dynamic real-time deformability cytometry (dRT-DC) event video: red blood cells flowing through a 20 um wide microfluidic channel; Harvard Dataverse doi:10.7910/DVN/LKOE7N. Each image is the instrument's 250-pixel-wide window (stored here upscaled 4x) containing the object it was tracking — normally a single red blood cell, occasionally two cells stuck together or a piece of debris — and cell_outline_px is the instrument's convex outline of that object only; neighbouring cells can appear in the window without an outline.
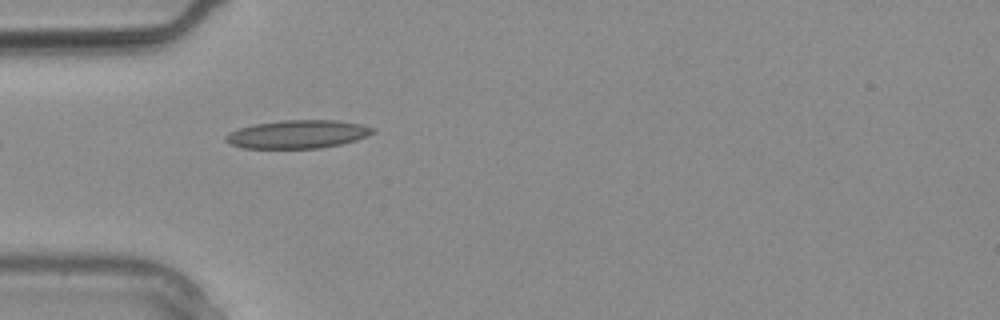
{"species": "common noctule bat (a hibernating species)", "species_latin": "Nyctalus noctula", "temperature_condition": "warm", "stored_images_in_passage": 1, "camera_frame_rate_fps": 3000, "um_per_image_px": 0.085, "animal": {"sex": "male", "body_mass_g": 20.4}, "frame": {"image": 1, "passage_image": 1, "time_ms": 0.0, "image_size_px": [1000, 320], "cell_outline_px": [[376, 132], [356, 140], [340, 144], [320, 148], [244, 148], [232, 144], [224, 140], [224, 136], [228, 132], [240, 128], [256, 124], [284, 120], [336, 120], [360, 124], [376, 128]], "centroid_in_image_um": [25.32, 11.41], "position_along_channel_um": 59.7, "area_um2": 24.1}}